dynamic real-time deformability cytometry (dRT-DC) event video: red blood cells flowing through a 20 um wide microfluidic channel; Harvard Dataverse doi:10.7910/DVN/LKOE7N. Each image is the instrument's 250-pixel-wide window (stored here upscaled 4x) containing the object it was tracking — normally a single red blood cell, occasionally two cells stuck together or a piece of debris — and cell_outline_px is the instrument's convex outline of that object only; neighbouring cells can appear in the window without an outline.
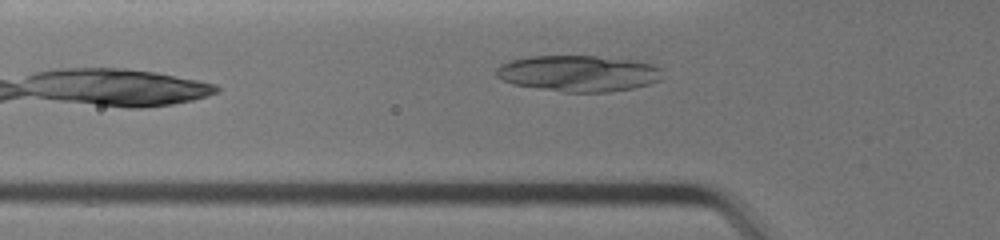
{"species": "common noctule bat (a hibernating species)", "species_latin": "Nyctalus noctula", "temperature_condition": "warm", "stored_images_in_passage": 21, "camera_frame_rate_fps": 3000, "um_per_image_px": 0.085, "animal": {"sex": "female", "body_mass_g": 19.0, "forearm_length_mm": 51.5}, "frame": {"image": 1, "passage_image": 3, "time_ms": 0.667, "image_size_px": [1000, 240], "cell_outline_px": [[660, 80], [648, 84], [632, 88], [608, 92], [564, 92], [512, 84], [500, 80], [496, 76], [496, 68], [500, 64], [508, 60], [528, 56], [596, 56], [636, 60], [656, 64], [660, 68]], "centroid_in_image_um": [49.13, 6.23], "position_along_channel_um": 76.7, "area_um2": 35.32}}
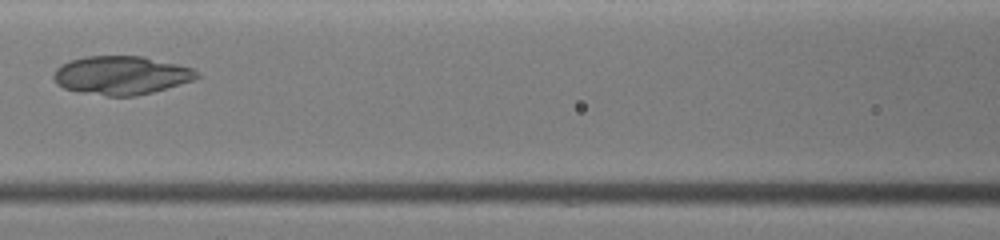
{"frame": {"image": 2, "passage_image": 8, "time_ms": 2.333, "image_size_px": [1000, 240], "cell_outline_px": [[200, 76], [192, 80], [180, 84], [152, 92], [136, 96], [108, 96], [76, 92], [64, 88], [56, 84], [52, 76], [56, 68], [60, 64], [84, 56], [144, 56], [196, 68], [200, 72]], "centroid_in_image_um": [10.31, 6.39], "position_along_channel_um": 156.3, "area_um2": 32.54}}
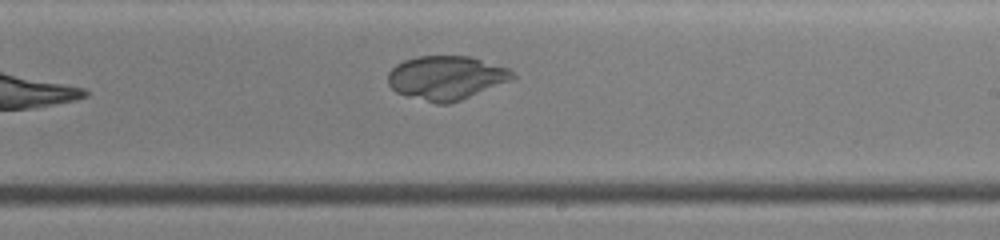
{"frame": {"image": 3, "passage_image": 14, "time_ms": 4.333, "image_size_px": [1000, 240], "cell_outline_px": [[516, 76], [512, 80], [460, 100], [448, 104], [436, 104], [408, 96], [396, 92], [388, 84], [388, 72], [396, 64], [404, 60], [416, 56], [472, 56], [508, 68]], "centroid_in_image_um": [37.92, 6.6], "position_along_channel_um": 251.1, "area_um2": 31.91}}